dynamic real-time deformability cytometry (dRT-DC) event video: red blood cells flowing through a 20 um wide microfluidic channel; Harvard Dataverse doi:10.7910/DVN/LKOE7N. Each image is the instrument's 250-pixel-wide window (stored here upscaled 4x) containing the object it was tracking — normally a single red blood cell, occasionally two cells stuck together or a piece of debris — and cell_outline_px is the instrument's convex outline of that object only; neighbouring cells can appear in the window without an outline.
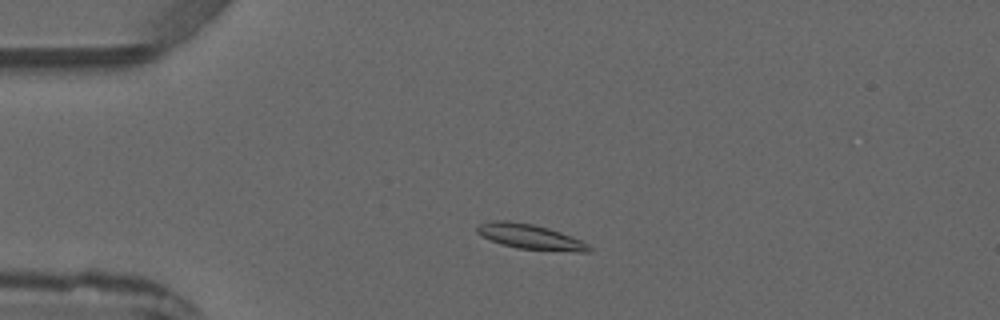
{"species": "common noctule bat (a hibernating species)", "species_latin": "Nyctalus noctula", "temperature_condition": "warm", "stored_images_in_passage": 3, "camera_frame_rate_fps": 3000, "um_per_image_px": 0.085, "animal": {"sex": "male", "forearm_length_mm": 52.5}, "frame": {"image": 1, "passage_image": 2, "time_ms": 1.333, "image_size_px": [1000, 320], "cell_outline_px": [[592, 252], [576, 252], [516, 248], [500, 244], [476, 232], [476, 228], [480, 224], [492, 220], [508, 220], [532, 224], [548, 228], [572, 236], [588, 244], [592, 248]], "centroid_in_image_um": [45.09, 20.13], "position_along_channel_um": 39.9, "area_um2": 16.3}}